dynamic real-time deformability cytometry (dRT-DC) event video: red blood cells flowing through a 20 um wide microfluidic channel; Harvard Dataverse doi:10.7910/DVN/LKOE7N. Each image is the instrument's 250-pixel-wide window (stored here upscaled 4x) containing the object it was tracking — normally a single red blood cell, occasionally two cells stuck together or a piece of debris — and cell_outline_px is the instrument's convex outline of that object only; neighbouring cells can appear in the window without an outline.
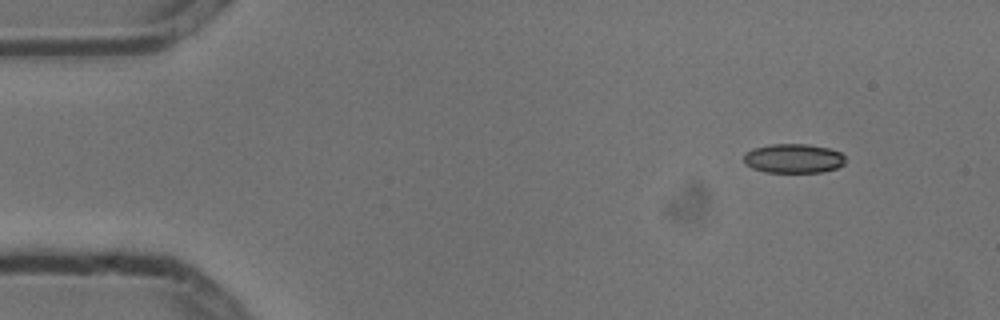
{"species": "common noctule bat (a hibernating species)", "species_latin": "Nyctalus noctula", "temperature_condition": "cold", "stored_images_in_passage": 4, "camera_frame_rate_fps": 3000, "um_per_image_px": 0.085, "animal": {"sex": "male", "body_mass_g": 13.3}, "frame": {"image": 1, "passage_image": 1, "time_ms": 0.0, "image_size_px": [1000, 320], "cell_outline_px": [[844, 164], [836, 168], [820, 172], [764, 172], [752, 168], [744, 164], [744, 152], [752, 148], [768, 144], [808, 144], [828, 148], [840, 152], [844, 156]], "centroid_in_image_um": [67.39, 13.46], "position_along_channel_um": 17.6, "area_um2": 17.46}}
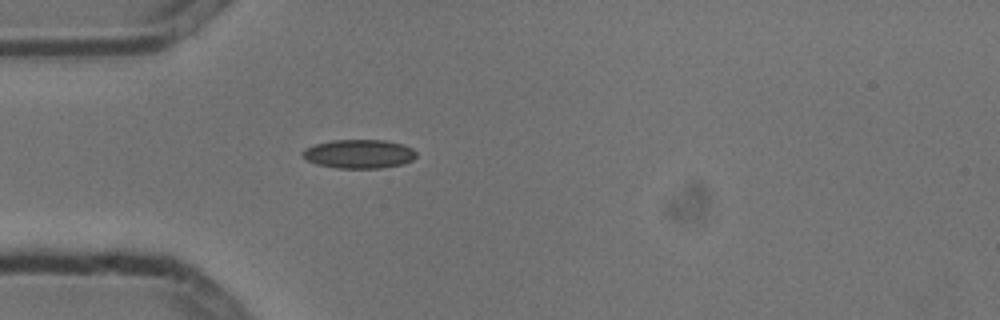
{"frame": {"image": 2, "passage_image": 4, "time_ms": 1.0, "image_size_px": [1000, 320], "cell_outline_px": [[416, 156], [412, 160], [404, 164], [380, 168], [340, 168], [316, 164], [300, 156], [300, 152], [304, 148], [316, 144], [332, 140], [384, 140], [404, 144], [412, 148], [416, 152]], "centroid_in_image_um": [30.51, 13.08], "position_along_channel_um": 54.5, "area_um2": 19.25}}